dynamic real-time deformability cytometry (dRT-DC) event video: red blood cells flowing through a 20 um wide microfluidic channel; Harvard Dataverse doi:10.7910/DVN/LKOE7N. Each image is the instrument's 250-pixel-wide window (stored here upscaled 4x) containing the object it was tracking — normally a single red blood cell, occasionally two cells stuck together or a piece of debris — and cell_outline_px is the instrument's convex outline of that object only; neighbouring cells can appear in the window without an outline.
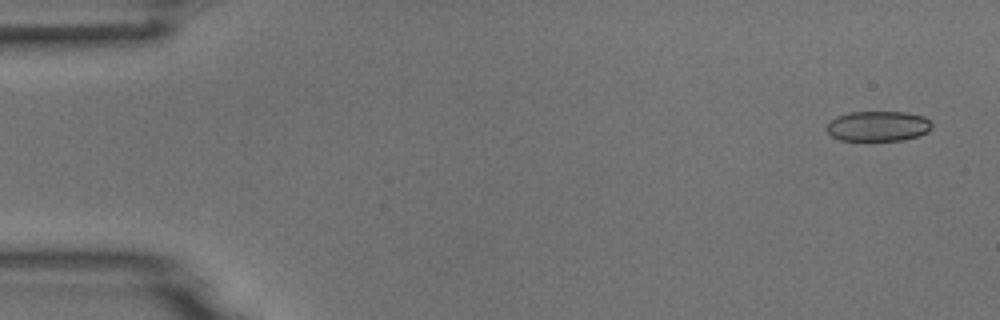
{"species": "common noctule bat (a hibernating species)", "species_latin": "Nyctalus noctula", "temperature_condition": "room temperature", "stored_images_in_passage": 3, "camera_frame_rate_fps": 3000, "um_per_image_px": 0.085, "animal": {"sex": "male", "body_mass_g": 18.8}, "frame": {"image": 1, "passage_image": 1, "time_ms": 0.0, "image_size_px": [1000, 320], "cell_outline_px": [[932, 128], [928, 132], [904, 140], [840, 140], [832, 136], [828, 132], [828, 124], [836, 116], [848, 112], [908, 112], [924, 116], [932, 124]], "centroid_in_image_um": [74.66, 10.71], "position_along_channel_um": 10.3, "area_um2": 18.44}}